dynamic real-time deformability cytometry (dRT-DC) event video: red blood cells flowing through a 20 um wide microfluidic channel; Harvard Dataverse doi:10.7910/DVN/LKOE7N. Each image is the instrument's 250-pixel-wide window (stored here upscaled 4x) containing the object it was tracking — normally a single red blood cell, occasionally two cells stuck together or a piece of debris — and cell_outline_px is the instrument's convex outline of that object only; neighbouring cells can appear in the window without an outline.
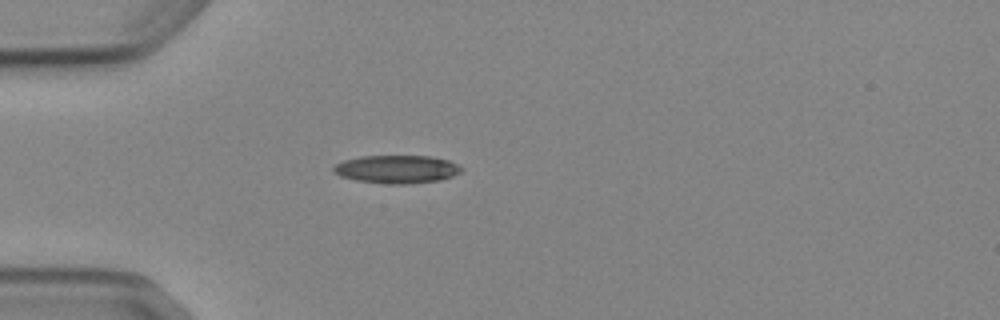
{"species": "Egyptian fruit bat (a non-hibernating species)", "species_latin": "Rousettus aegyptiacus", "temperature_condition": "cold", "stored_images_in_passage": 1, "camera_frame_rate_fps": 3000, "um_per_image_px": 0.085, "animal": {"sex": "female"}, "frame": {"image": 1, "passage_image": 1, "time_ms": 0.0, "image_size_px": [1000, 320], "cell_outline_px": [[464, 168], [460, 172], [452, 176], [440, 180], [408, 184], [388, 184], [356, 180], [340, 176], [332, 172], [332, 168], [336, 164], [344, 160], [360, 156], [432, 156], [448, 160]], "centroid_in_image_um": [33.71, 14.38], "position_along_channel_um": 51.3, "area_um2": 20.98}}